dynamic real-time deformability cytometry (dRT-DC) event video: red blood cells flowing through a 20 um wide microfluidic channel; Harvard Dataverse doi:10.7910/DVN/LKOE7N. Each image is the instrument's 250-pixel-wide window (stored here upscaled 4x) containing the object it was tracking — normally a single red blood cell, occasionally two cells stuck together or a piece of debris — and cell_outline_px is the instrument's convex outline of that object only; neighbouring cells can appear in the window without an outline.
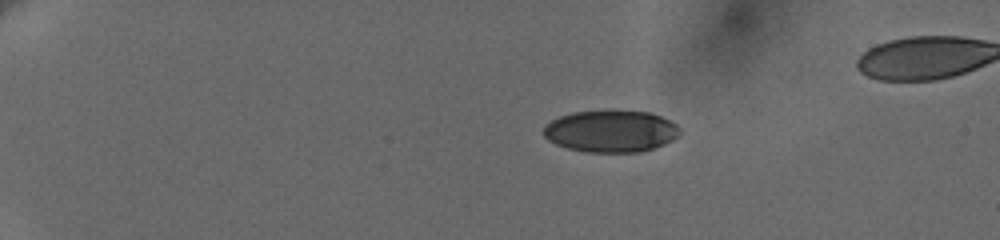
{"species": "human", "species_latin": "Homo sapiens", "temperature_condition": "cold", "stored_images_in_passage": 23, "camera_frame_rate_fps": 3000, "um_per_image_px": 0.085, "donor": {"sex": "female"}, "frame": {"image": 1, "passage_image": 14, "time_ms": 4.333, "image_size_px": [1000, 240], "cell_outline_px": [[680, 132], [672, 140], [664, 144], [640, 152], [584, 152], [568, 148], [556, 144], [548, 140], [544, 136], [544, 124], [560, 116], [572, 112], [608, 108], [648, 112], [660, 116], [676, 124], [680, 128]], "centroid_in_image_um": [51.89, 11.12], "position_along_channel_um": 33.1, "area_um2": 33.87}}